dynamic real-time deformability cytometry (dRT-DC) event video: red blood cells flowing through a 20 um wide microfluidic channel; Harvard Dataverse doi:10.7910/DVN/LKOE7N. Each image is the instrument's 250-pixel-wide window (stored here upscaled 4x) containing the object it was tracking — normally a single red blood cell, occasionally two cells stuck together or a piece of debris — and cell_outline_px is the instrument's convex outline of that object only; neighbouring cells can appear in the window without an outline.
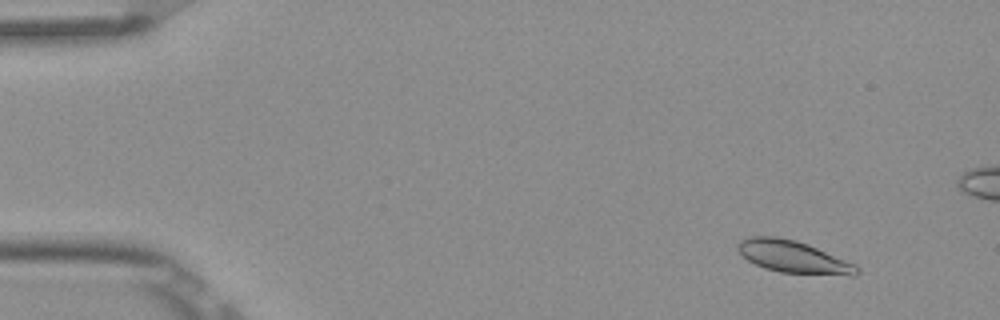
{"species": "Egyptian fruit bat (a non-hibernating species)", "species_latin": "Rousettus aegyptiacus", "temperature_condition": "room temperature", "stored_images_in_passage": 4, "camera_frame_rate_fps": 3000, "um_per_image_px": 0.085, "frame": {"image": 1, "passage_image": 1, "time_ms": 0.0, "image_size_px": [1000, 320], "cell_outline_px": [[860, 272], [856, 276], [852, 276], [780, 272], [764, 268], [748, 260], [736, 248], [736, 244], [740, 240], [752, 236], [776, 236], [796, 240], [808, 244], [856, 264], [860, 268]], "centroid_in_image_um": [67.47, 21.83], "position_along_channel_um": 17.5, "area_um2": 22.48}}